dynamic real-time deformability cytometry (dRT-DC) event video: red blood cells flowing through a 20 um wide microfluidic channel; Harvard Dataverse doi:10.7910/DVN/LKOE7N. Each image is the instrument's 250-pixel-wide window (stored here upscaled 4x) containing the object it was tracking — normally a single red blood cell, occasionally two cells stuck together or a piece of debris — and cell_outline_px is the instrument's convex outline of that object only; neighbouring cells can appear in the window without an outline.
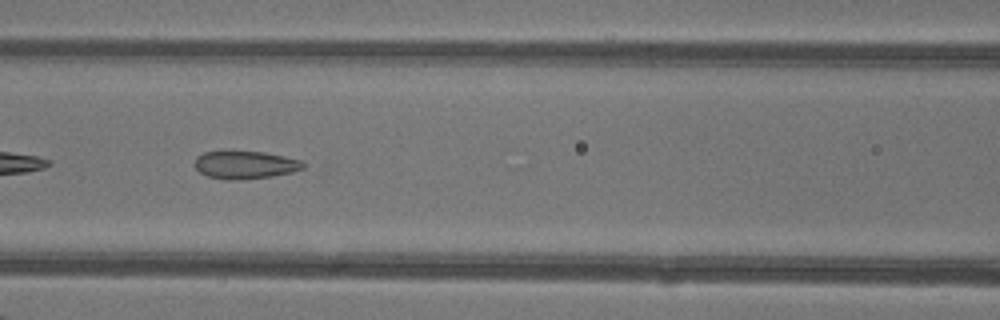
{"species": "common noctule bat (a hibernating species)", "species_latin": "Nyctalus noctula", "temperature_condition": "warm", "stored_images_in_passage": 37, "camera_frame_rate_fps": 3000, "um_per_image_px": 0.085, "animal": {"sex": "female"}, "frame": {"image": 1, "passage_image": 11, "time_ms": 3.333, "image_size_px": [1000, 320], "cell_outline_px": [[304, 168], [292, 172], [272, 176], [236, 180], [224, 180], [208, 176], [200, 172], [192, 164], [196, 156], [204, 152], [224, 148], [264, 152], [284, 156], [300, 160], [304, 164]], "centroid_in_image_um": [20.74, 13.96], "position_along_channel_um": 145.9, "area_um2": 18.38}}
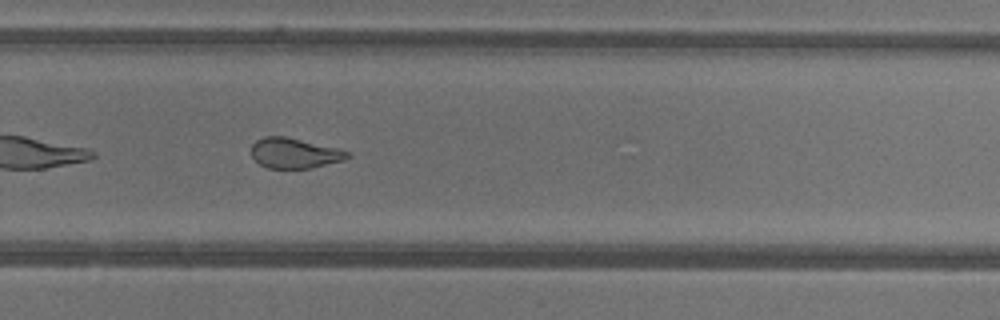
{"frame": {"image": 2, "passage_image": 22, "time_ms": 7.0, "image_size_px": [1000, 320], "cell_outline_px": [[352, 156], [344, 160], [312, 168], [268, 168], [260, 164], [252, 156], [252, 144], [256, 140], [264, 136], [284, 136], [336, 148], [348, 152]], "centroid_in_image_um": [25.02, 13.02], "position_along_channel_um": 304.8, "area_um2": 16.76}, "authors_computed_cell_mechanics": {"area_um2": 18.6694, "velocity_mm_per_s": 4.3517, "shape_relaxation_time_tau1_ms": null, "shape_relaxation_time_tau2_ms": 1.2577, "deformation_change_tau1": null, "deformation_change_tau2": 0.0706}}